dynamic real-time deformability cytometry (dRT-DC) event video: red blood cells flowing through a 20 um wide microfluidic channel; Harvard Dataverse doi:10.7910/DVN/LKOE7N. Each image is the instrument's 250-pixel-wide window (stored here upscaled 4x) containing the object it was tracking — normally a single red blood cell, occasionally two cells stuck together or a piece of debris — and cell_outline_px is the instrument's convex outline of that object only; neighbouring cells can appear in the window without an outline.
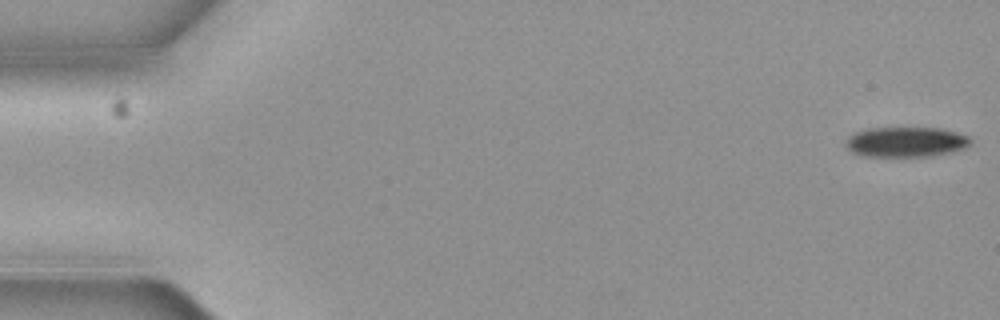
{"species": "common noctule bat (a hibernating species)", "species_latin": "Nyctalus noctula", "temperature_condition": "cold", "stored_images_in_passage": 6, "camera_frame_rate_fps": 3000, "um_per_image_px": 0.085, "animal": {"sex": "female", "body_mass_g": 19.3, "forearm_length_mm": 54.1}, "frame": {"image": 1, "passage_image": 1, "time_ms": 0.0, "image_size_px": [1000, 320], "cell_outline_px": [[972, 140], [968, 144], [960, 148], [948, 152], [932, 156], [864, 156], [852, 152], [848, 148], [848, 136], [856, 132], [868, 128], [940, 128], [956, 132], [968, 136]], "centroid_in_image_um": [76.99, 12.06], "position_along_channel_um": 8.0, "area_um2": 21.44}}
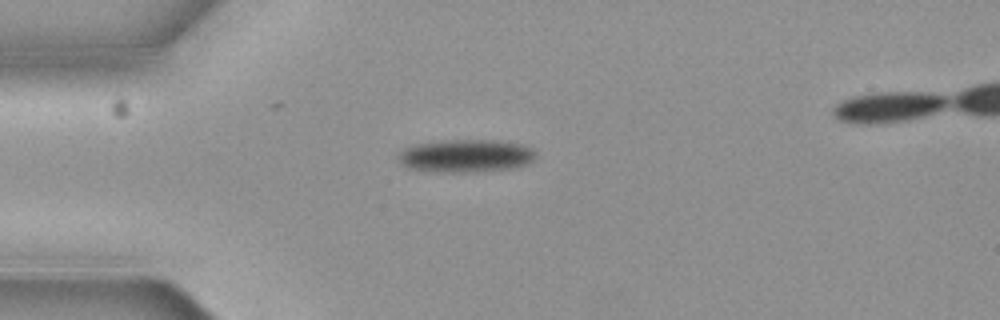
{"frame": {"image": 2, "passage_image": 4, "time_ms": 1.0, "image_size_px": [1000, 320], "cell_outline_px": [[536, 156], [528, 164], [516, 168], [476, 172], [424, 172], [408, 168], [400, 164], [396, 156], [404, 148], [416, 144], [452, 140], [488, 140], [520, 144], [532, 148], [536, 152]], "centroid_in_image_um": [39.56, 13.27], "position_along_channel_um": 45.4, "area_um2": 26.65}}
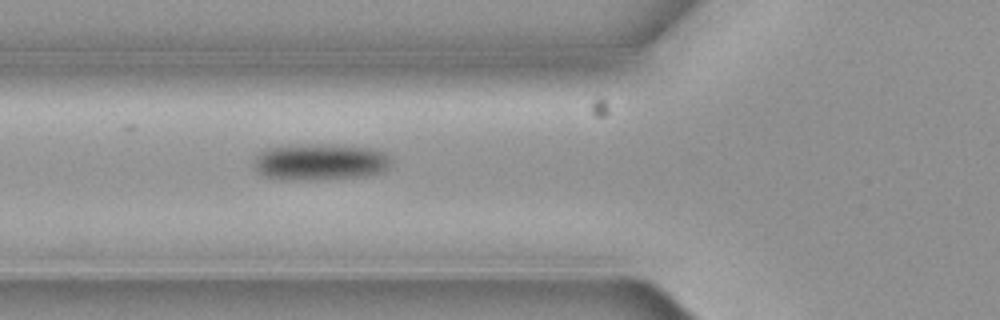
{"frame": {"image": 3, "passage_image": 6, "time_ms": 1.667, "image_size_px": [1000, 320], "cell_outline_px": [[392, 160], [388, 168], [384, 172], [364, 176], [320, 180], [280, 180], [264, 176], [256, 168], [256, 156], [260, 152], [268, 148], [300, 144], [324, 144], [372, 148], [384, 152], [392, 156]], "centroid_in_image_um": [27.27, 13.77], "position_along_channel_um": 98.5, "area_um2": 29.54}}